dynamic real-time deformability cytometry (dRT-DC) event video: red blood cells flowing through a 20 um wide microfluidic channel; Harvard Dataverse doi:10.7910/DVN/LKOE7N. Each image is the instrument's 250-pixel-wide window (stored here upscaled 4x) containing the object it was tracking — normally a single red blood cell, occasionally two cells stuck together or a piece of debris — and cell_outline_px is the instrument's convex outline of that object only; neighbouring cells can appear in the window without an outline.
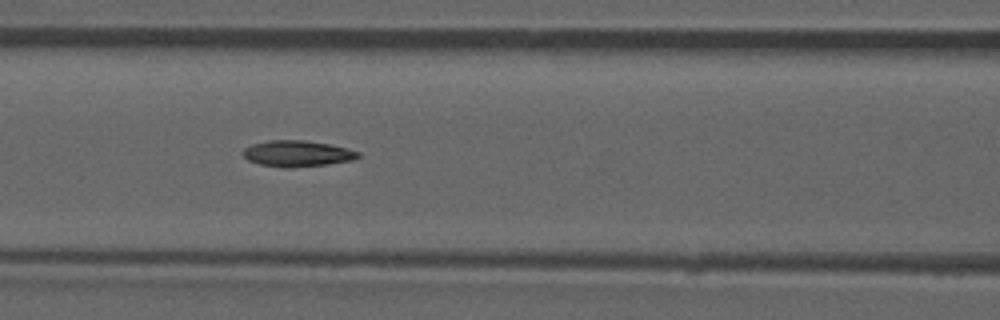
{"species": "common noctule bat (a hibernating species)", "species_latin": "Nyctalus noctula", "temperature_condition": "room temperature", "stored_images_in_passage": 53, "camera_frame_rate_fps": 3000, "um_per_image_px": 0.085, "animal": {"sex": "male", "forearm_length_mm": 52.5}, "frame": {"image": 1, "passage_image": 23, "time_ms": 7.333, "image_size_px": [1000, 320], "cell_outline_px": [[360, 156], [352, 160], [328, 164], [288, 168], [260, 164], [248, 160], [244, 156], [244, 148], [252, 144], [268, 140], [304, 140], [328, 144], [348, 148], [360, 152]], "centroid_in_image_um": [25.28, 13.05], "position_along_channel_um": 141.3, "area_um2": 17.4}}